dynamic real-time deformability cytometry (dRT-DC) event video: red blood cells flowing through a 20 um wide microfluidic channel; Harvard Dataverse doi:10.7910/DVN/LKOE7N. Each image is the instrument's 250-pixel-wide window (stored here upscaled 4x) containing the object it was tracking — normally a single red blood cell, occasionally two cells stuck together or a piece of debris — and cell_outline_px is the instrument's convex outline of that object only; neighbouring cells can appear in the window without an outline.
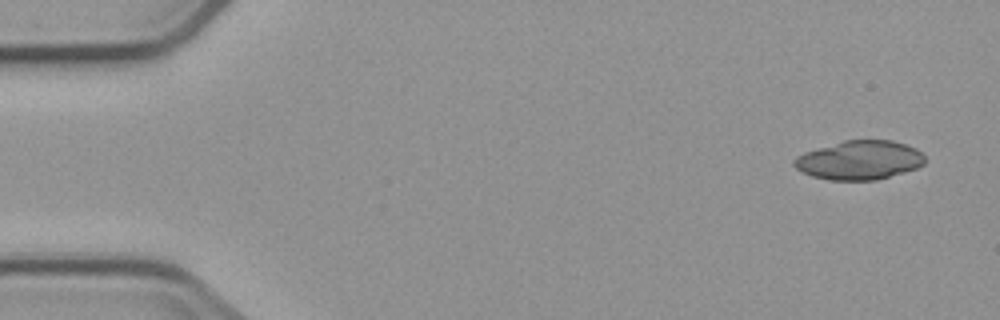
{"species": "common noctule bat (a hibernating species)", "species_latin": "Nyctalus noctula", "temperature_condition": "cold", "stored_images_in_passage": 7, "camera_frame_rate_fps": 3000, "um_per_image_px": 0.085, "animal": {"sex": "male", "body_mass_g": 23.1, "forearm_length_mm": 52.7}, "frame": {"image": 1, "passage_image": 1, "time_ms": 0.0, "image_size_px": [1000, 320], "cell_outline_px": [[924, 164], [916, 168], [904, 172], [876, 180], [828, 180], [812, 176], [796, 168], [792, 164], [796, 156], [804, 152], [844, 140], [892, 140], [916, 148], [924, 156]], "centroid_in_image_um": [73.04, 13.61], "position_along_channel_um": 12.0, "area_um2": 29.59}}